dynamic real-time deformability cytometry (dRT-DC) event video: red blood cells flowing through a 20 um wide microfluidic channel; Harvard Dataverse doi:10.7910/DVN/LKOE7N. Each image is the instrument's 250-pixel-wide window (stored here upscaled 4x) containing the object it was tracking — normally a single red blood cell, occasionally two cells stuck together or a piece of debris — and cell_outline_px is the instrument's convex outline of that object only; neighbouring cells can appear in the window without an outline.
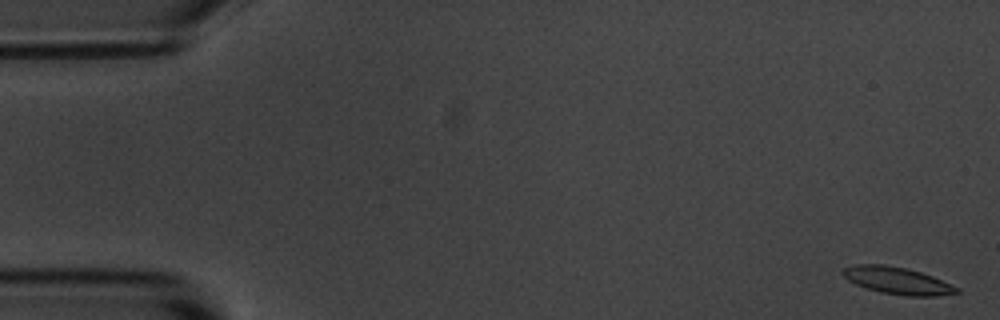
{"species": "common noctule bat (a hibernating species)", "species_latin": "Nyctalus noctula", "temperature_condition": "room temperature", "stored_images_in_passage": 11, "camera_frame_rate_fps": 3000, "um_per_image_px": 0.085, "animal": {"sex": "male", "body_mass_g": 20.1, "forearm_length_mm": 53.5}, "frame": {"image": 1, "passage_image": 1, "time_ms": 0.0, "image_size_px": [1000, 320], "cell_outline_px": [[960, 292], [936, 296], [904, 296], [880, 292], [856, 284], [848, 280], [840, 272], [840, 268], [856, 264], [884, 264], [904, 268], [920, 272], [932, 276], [960, 288]], "centroid_in_image_um": [76.24, 23.85], "position_along_channel_um": 8.8, "area_um2": 17.98}}
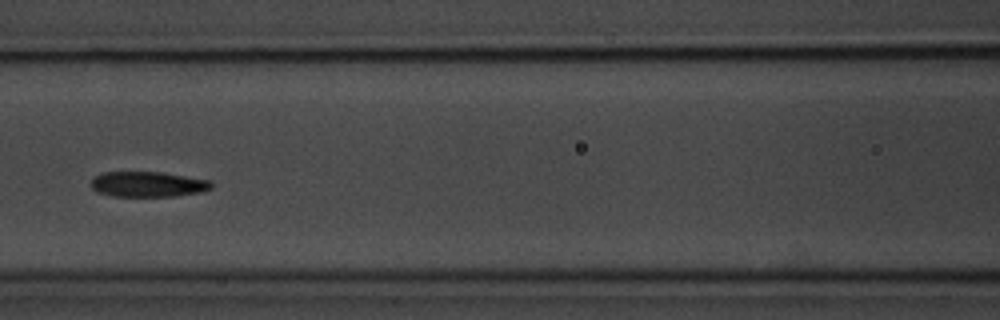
{"frame": {"image": 2, "passage_image": 7, "time_ms": 7.667, "image_size_px": [1000, 320], "cell_outline_px": [[212, 188], [200, 192], [176, 196], [112, 196], [96, 192], [92, 188], [92, 180], [100, 172], [160, 172], [208, 180], [212, 184]], "centroid_in_image_um": [12.54, 15.66], "position_along_channel_um": 154.1, "area_um2": 17.63}}
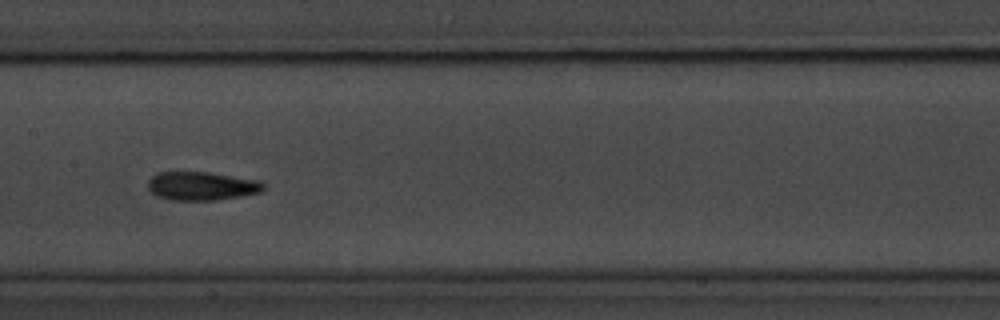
{"frame": {"image": 3, "passage_image": 8, "time_ms": 8.667, "image_size_px": [1000, 320], "cell_outline_px": [[264, 188], [260, 192], [240, 196], [216, 200], [172, 200], [156, 196], [148, 188], [148, 180], [156, 172], [208, 172], [264, 180]], "centroid_in_image_um": [17.16, 15.8], "position_along_channel_um": 190.2, "area_um2": 19.42}}